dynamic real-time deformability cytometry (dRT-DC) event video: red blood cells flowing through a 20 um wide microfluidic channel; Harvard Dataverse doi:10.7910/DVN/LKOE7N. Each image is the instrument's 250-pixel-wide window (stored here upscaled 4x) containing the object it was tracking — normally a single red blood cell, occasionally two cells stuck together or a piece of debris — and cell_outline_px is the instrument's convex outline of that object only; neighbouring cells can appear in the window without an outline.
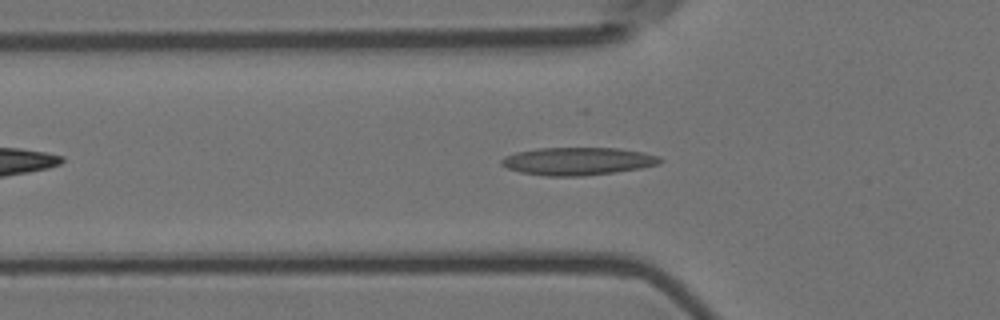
{"species": "Egyptian fruit bat (a non-hibernating species)", "species_latin": "Rousettus aegyptiacus", "temperature_condition": "room temperature", "stored_images_in_passage": 48, "camera_frame_rate_fps": 3000, "um_per_image_px": 0.085, "animal": {"sex": "female"}, "frame": {"image": 1, "passage_image": 10, "time_ms": 3.0, "image_size_px": [1000, 320], "cell_outline_px": [[664, 160], [660, 164], [640, 168], [612, 172], [580, 176], [544, 176], [520, 172], [508, 168], [500, 164], [500, 160], [504, 156], [516, 152], [540, 148], [620, 148], [644, 152], [660, 156]], "centroid_in_image_um": [49.12, 13.69], "position_along_channel_um": 76.7, "area_um2": 25.72}}
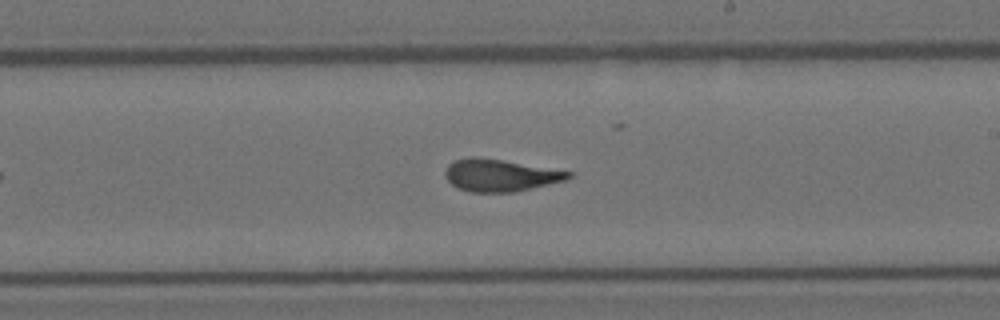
{"frame": {"image": 2, "passage_image": 24, "time_ms": 7.667, "image_size_px": [1000, 320], "cell_outline_px": [[572, 176], [564, 180], [516, 192], [468, 192], [456, 188], [444, 176], [444, 172], [448, 164], [452, 160], [472, 156], [500, 160], [572, 172]], "centroid_in_image_um": [42.43, 14.91], "position_along_channel_um": 246.6, "area_um2": 22.95}}
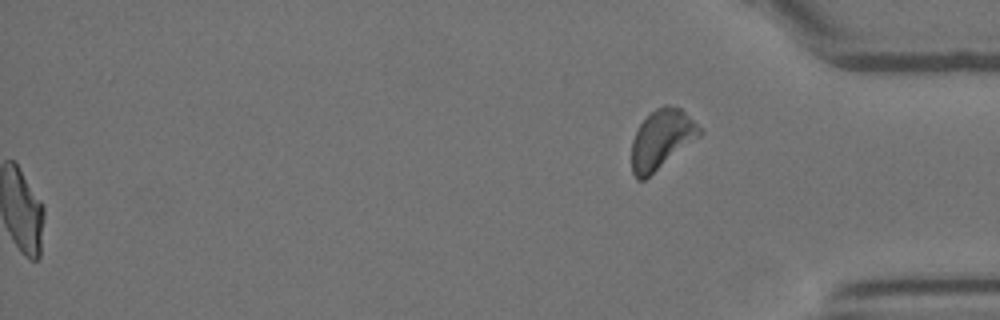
{"frame": {"image": 3, "passage_image": 48, "time_ms": 15.667, "image_size_px": [1000, 320], "cell_outline_px": [[704, 132], [700, 136], [644, 180], [636, 180], [632, 172], [632, 140], [640, 124], [656, 108], [664, 104], [668, 104], [680, 108]], "centroid_in_image_um": [56.22, 11.85], "position_along_channel_um": 379.0, "area_um2": 23.12}, "authors_computed_cell_mechanics": {"area_um2": 23.1489, "velocity_mm_per_s": 3.6205, "shape_relaxation_time_tau1_ms": 7.3186, "shape_relaxation_time_tau2_ms": 1.0964, "deformation_change_tau1": 0.2215, "deformation_change_tau2": 0.0801}}